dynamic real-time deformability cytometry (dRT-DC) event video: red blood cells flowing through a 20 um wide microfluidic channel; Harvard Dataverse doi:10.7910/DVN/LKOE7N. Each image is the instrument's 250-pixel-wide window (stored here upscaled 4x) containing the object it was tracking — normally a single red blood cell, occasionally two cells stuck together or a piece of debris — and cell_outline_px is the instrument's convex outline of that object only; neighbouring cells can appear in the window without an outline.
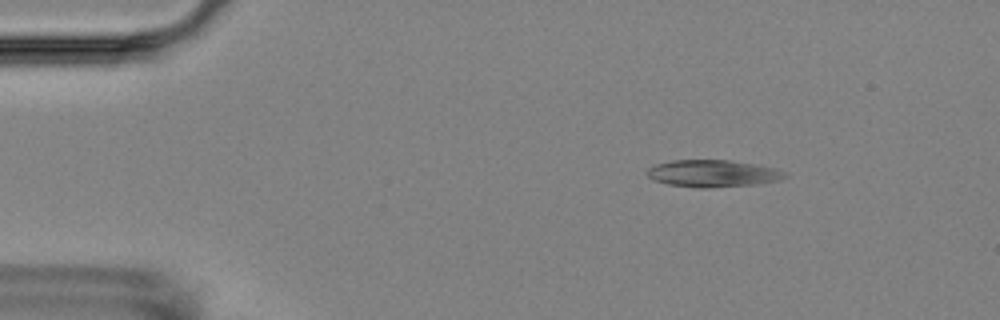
{"species": "Egyptian fruit bat (a non-hibernating species)", "species_latin": "Rousettus aegyptiacus", "temperature_condition": "room temperature", "stored_images_in_passage": 4, "camera_frame_rate_fps": 3000, "um_per_image_px": 0.085, "animal": {"sex": "female"}, "frame": {"image": 1, "passage_image": 1, "time_ms": 0.0, "image_size_px": [1000, 320], "cell_outline_px": [[788, 176], [780, 180], [756, 184], [708, 188], [700, 188], [668, 184], [656, 180], [648, 176], [644, 172], [648, 168], [656, 164], [672, 160], [728, 160], [776, 168], [788, 172]], "centroid_in_image_um": [60.61, 14.74], "position_along_channel_um": 24.4, "area_um2": 21.73}}